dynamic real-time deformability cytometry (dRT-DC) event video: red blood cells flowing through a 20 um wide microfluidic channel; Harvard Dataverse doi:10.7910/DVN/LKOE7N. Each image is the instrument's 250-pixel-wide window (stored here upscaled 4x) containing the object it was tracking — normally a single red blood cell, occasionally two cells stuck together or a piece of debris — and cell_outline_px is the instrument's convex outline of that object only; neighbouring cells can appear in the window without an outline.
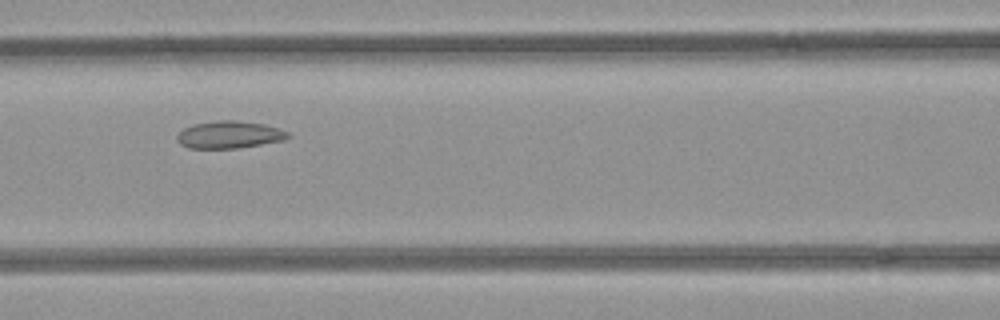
{"species": "common noctule bat (a hibernating species)", "species_latin": "Nyctalus noctula", "temperature_condition": "room temperature", "stored_images_in_passage": 8, "segment_of_instrument_passage": [1, 2], "camera_frame_rate_fps": 3000, "um_per_image_px": 0.085, "animal": {"sex": "female", "body_mass_g": 21.9}, "frame": {"image": 1, "passage_image": 5, "time_ms": 1.333, "image_size_px": [1000, 320], "cell_outline_px": [[292, 136], [284, 140], [236, 148], [188, 148], [180, 144], [176, 140], [176, 136], [184, 128], [192, 124], [216, 120], [236, 120], [264, 124], [280, 128], [288, 132]], "centroid_in_image_um": [19.49, 11.44], "position_along_channel_um": 147.1, "area_um2": 17.74}}
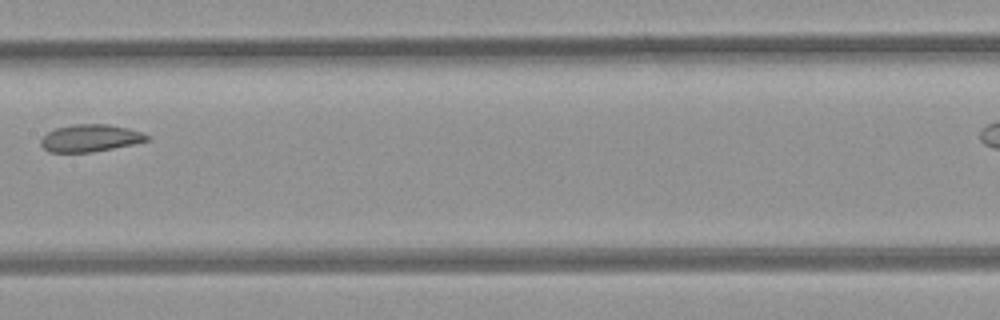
{"frame": {"image": 2, "passage_image": 6, "time_ms": 1.667, "image_size_px": [1000, 320], "cell_outline_px": [[152, 140], [92, 152], [48, 152], [40, 144], [40, 140], [48, 132], [56, 128], [72, 124], [108, 124], [128, 128], [152, 136]], "centroid_in_image_um": [7.69, 11.73], "position_along_channel_um": 199.7, "area_um2": 16.88}}
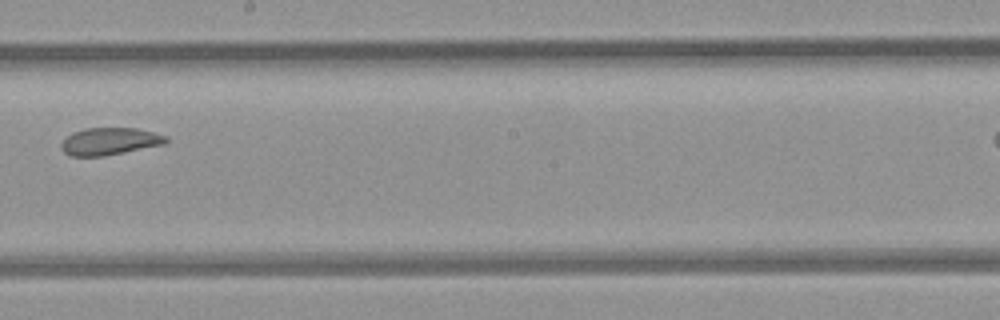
{"frame": {"image": 3, "passage_image": 7, "time_ms": 2.0, "image_size_px": [1000, 320], "cell_outline_px": [[168, 140], [164, 144], [104, 156], [72, 156], [64, 152], [60, 148], [60, 144], [72, 132], [84, 128], [136, 128], [168, 136]], "centroid_in_image_um": [9.3, 12.01], "position_along_channel_um": 238.9, "area_um2": 16.59}}